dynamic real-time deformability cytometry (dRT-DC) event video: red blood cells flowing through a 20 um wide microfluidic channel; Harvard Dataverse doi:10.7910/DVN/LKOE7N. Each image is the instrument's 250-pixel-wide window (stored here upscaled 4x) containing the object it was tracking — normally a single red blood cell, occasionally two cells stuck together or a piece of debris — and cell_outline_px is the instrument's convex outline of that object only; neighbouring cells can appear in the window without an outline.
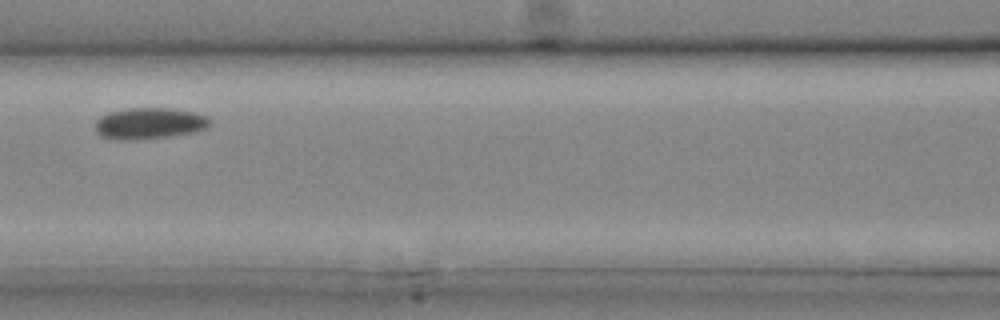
{"species": "common noctule bat (a hibernating species)", "species_latin": "Nyctalus noctula", "temperature_condition": "cold", "stored_images_in_passage": 8, "camera_frame_rate_fps": 3000, "um_per_image_px": 0.085, "animal": {"sex": "male", "body_mass_g": 20.4}, "frame": {"image": 1, "passage_image": 7, "time_ms": 2.0, "image_size_px": [1000, 320], "cell_outline_px": [[212, 124], [208, 128], [196, 132], [168, 136], [136, 140], [116, 140], [104, 136], [96, 132], [96, 120], [100, 116], [112, 112], [128, 108], [168, 108], [192, 112], [204, 116], [212, 120]], "centroid_in_image_um": [12.72, 10.49], "position_along_channel_um": 153.9, "area_um2": 20.87}}